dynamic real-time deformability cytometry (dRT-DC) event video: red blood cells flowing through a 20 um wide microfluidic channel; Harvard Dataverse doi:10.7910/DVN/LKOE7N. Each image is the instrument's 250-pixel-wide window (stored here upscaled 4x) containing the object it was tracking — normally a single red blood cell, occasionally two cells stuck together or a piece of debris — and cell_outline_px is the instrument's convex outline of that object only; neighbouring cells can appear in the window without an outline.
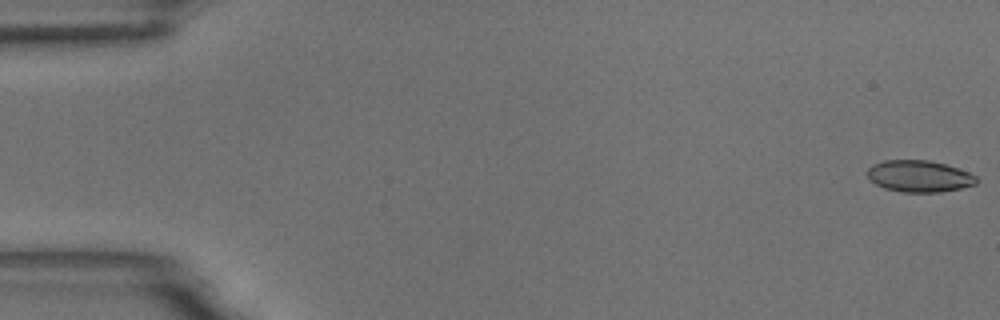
{"species": "common noctule bat (a hibernating species)", "species_latin": "Nyctalus noctula", "temperature_condition": "room temperature", "stored_images_in_passage": 59, "camera_frame_rate_fps": 3000, "um_per_image_px": 0.085, "animal": {"sex": "male", "body_mass_g": 18.8}, "frame": {"image": 1, "passage_image": 1, "time_ms": 0.0, "image_size_px": [1000, 320], "cell_outline_px": [[976, 184], [960, 188], [940, 192], [904, 192], [884, 188], [868, 180], [868, 168], [872, 164], [884, 160], [928, 160], [944, 164], [968, 172], [976, 176]], "centroid_in_image_um": [78.09, 14.97], "position_along_channel_um": 6.9, "area_um2": 20.0}}
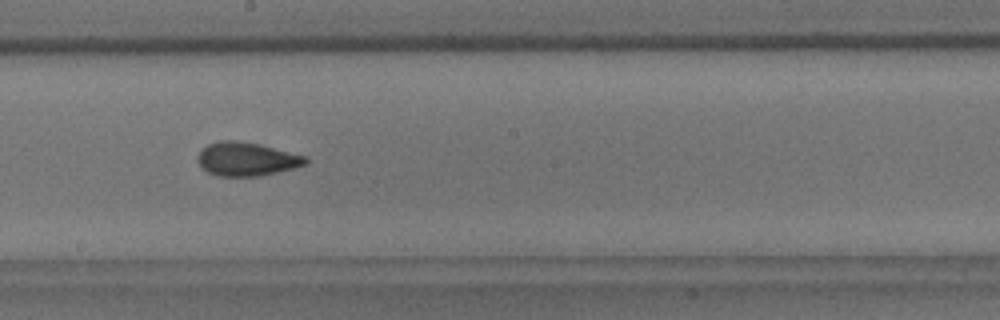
{"frame": {"image": 2, "passage_image": 33, "time_ms": 10.667, "image_size_px": [1000, 320], "cell_outline_px": [[308, 164], [296, 168], [260, 176], [220, 176], [208, 172], [200, 168], [200, 152], [208, 144], [220, 140], [236, 140], [260, 144], [308, 156]], "centroid_in_image_um": [21.04, 13.52], "position_along_channel_um": 227.2, "area_um2": 21.21}}
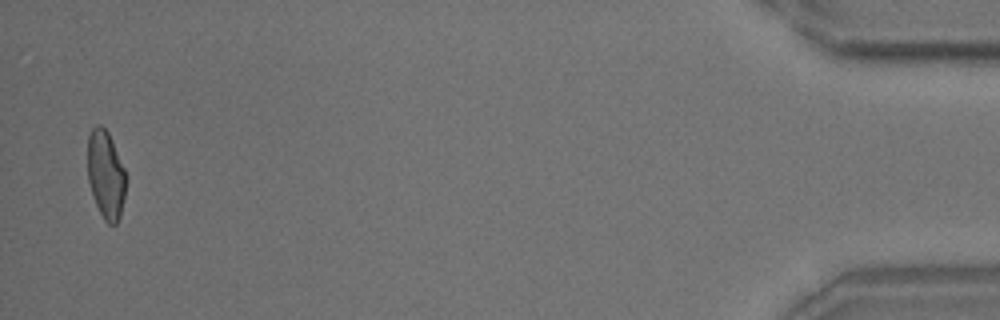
{"frame": {"image": 3, "passage_image": 58, "time_ms": 19.0, "image_size_px": [1000, 320], "cell_outline_px": [[124, 196], [120, 216], [116, 224], [108, 224], [104, 220], [96, 204], [88, 180], [88, 136], [92, 128], [96, 124], [100, 124], [108, 132], [112, 140], [124, 168]], "centroid_in_image_um": [8.97, 14.82], "position_along_channel_um": 426.2, "area_um2": 19.31}, "authors_computed_cell_mechanics": {"area_um2": 20.519, "velocity_mm_per_s": 3.4419, "shape_relaxation_time_tau1_ms": 10.7702, "shape_relaxation_time_tau2_ms": 1.9703, "deformation_change_tau1": 0.2174, "deformation_change_tau2": 0.0773}}